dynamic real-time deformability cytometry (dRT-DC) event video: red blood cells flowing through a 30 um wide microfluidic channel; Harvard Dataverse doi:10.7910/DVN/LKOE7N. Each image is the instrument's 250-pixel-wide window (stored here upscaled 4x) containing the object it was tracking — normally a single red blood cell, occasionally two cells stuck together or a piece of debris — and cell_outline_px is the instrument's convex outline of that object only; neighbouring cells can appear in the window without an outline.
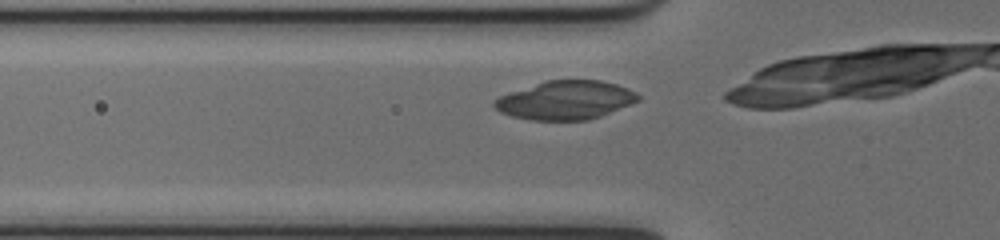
{"species": "common noctule bat (a hibernating species)", "species_latin": "Nyctalus noctula", "temperature_condition": "cold", "stored_images_in_passage": 7, "camera_frame_rate_fps": 3000, "um_per_image_px": 0.085, "animal": {"sex": "female", "body_mass_g": 17.0, "forearm_length_mm": 48.0}, "frame": {"image": 1, "passage_image": 2, "time_ms": 0.333, "image_size_px": [1000, 240], "cell_outline_px": [[640, 100], [632, 104], [600, 116], [588, 120], [532, 120], [512, 116], [500, 112], [492, 104], [492, 100], [500, 96], [544, 80], [600, 80], [616, 84], [628, 88], [636, 92], [640, 96]], "centroid_in_image_um": [48.08, 8.51], "position_along_channel_um": 77.7, "area_um2": 32.43}}